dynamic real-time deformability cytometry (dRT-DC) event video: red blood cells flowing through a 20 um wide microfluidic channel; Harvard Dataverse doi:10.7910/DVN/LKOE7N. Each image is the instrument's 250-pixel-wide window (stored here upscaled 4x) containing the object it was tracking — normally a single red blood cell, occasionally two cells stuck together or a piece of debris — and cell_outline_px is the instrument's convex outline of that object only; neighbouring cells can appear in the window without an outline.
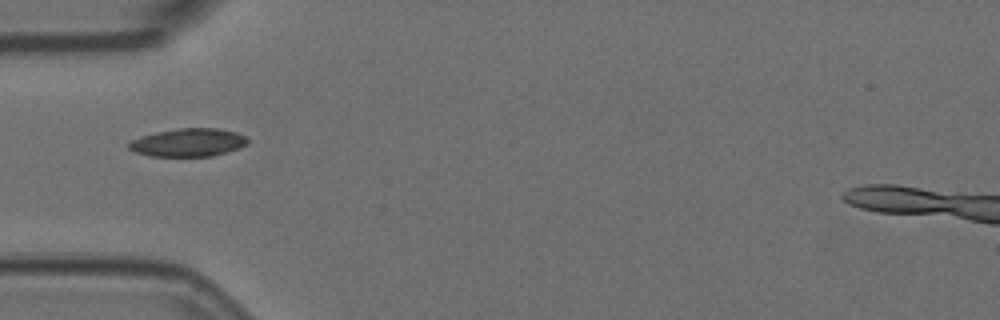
{"species": "Egyptian fruit bat (a non-hibernating species)", "species_latin": "Rousettus aegyptiacus", "temperature_condition": "room temperature", "stored_images_in_passage": 6, "camera_frame_rate_fps": 3000, "um_per_image_px": 0.085, "animal": {"sex": "female"}, "frame": {"image": 1, "passage_image": 1, "time_ms": 0.0, "image_size_px": [1000, 320], "cell_outline_px": [[248, 144], [240, 148], [212, 156], [152, 156], [136, 152], [128, 148], [128, 144], [132, 140], [140, 136], [156, 132], [180, 128], [216, 128], [236, 132], [244, 136], [248, 140]], "centroid_in_image_um": [16.01, 12.11], "position_along_channel_um": 69.0, "area_um2": 19.36}}
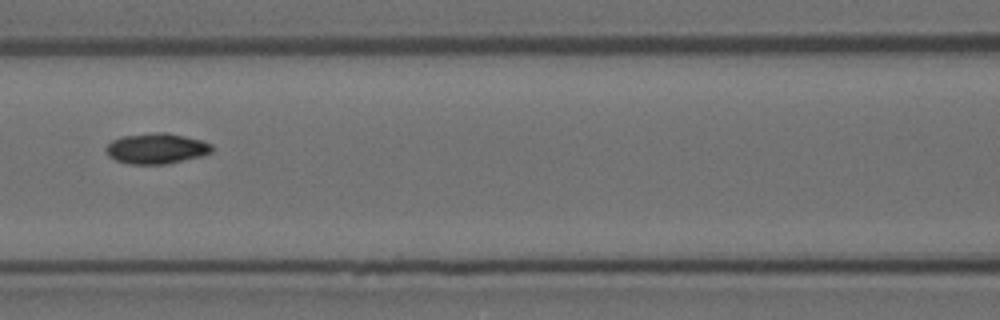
{"frame": {"image": 2, "passage_image": 3, "time_ms": 0.667, "image_size_px": [1000, 320], "cell_outline_px": [[212, 152], [204, 156], [164, 164], [128, 164], [116, 160], [108, 156], [104, 148], [112, 140], [124, 136], [156, 132], [164, 132], [184, 136], [200, 140], [212, 144]], "centroid_in_image_um": [13.29, 12.63], "position_along_channel_um": 153.3, "area_um2": 18.84}}
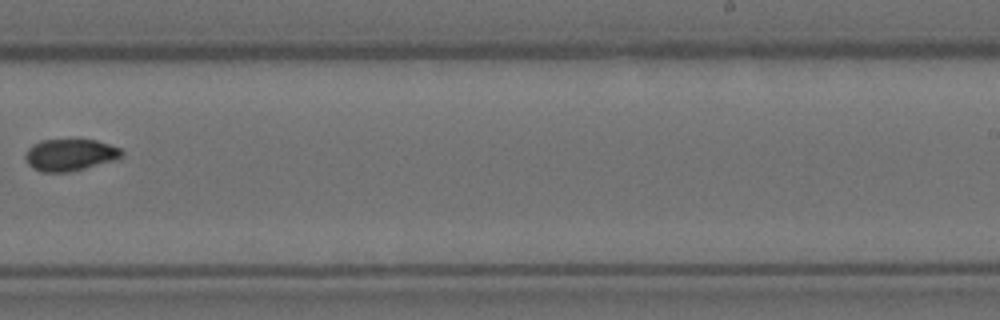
{"frame": {"image": 3, "passage_image": 6, "time_ms": 1.667, "image_size_px": [1000, 320], "cell_outline_px": [[124, 156], [112, 160], [84, 168], [68, 172], [44, 172], [32, 168], [28, 164], [24, 156], [28, 148], [32, 144], [40, 140], [96, 140], [120, 148], [124, 152]], "centroid_in_image_um": [5.92, 13.16], "position_along_channel_um": 283.1, "area_um2": 17.74}}